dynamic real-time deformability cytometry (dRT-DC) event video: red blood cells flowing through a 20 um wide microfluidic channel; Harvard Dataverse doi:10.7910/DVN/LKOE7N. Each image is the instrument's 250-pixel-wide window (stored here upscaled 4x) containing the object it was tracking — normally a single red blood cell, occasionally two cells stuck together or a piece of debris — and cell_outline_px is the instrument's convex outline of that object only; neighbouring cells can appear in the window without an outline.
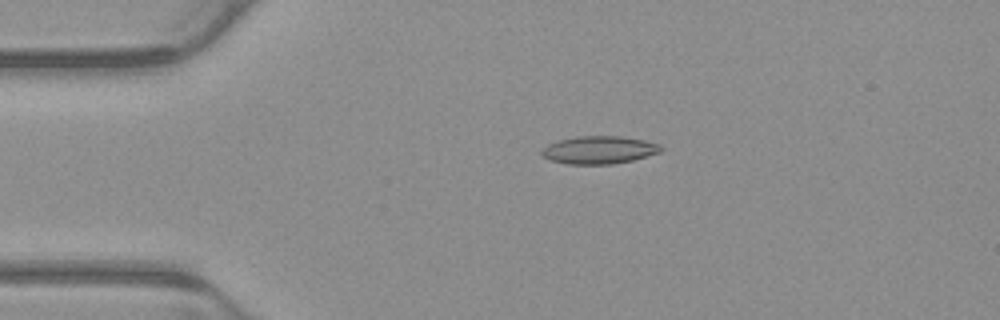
{"species": "common noctule bat (a hibernating species)", "species_latin": "Nyctalus noctula", "temperature_condition": "warm", "stored_images_in_passage": 4, "camera_frame_rate_fps": 3000, "um_per_image_px": 0.085, "animal": {"sex": "male", "body_mass_g": 23.1, "forearm_length_mm": 52.7}, "frame": {"image": 1, "passage_image": 3, "time_ms": 0.667, "image_size_px": [1000, 320], "cell_outline_px": [[664, 148], [660, 152], [632, 160], [612, 164], [568, 164], [552, 160], [544, 156], [540, 152], [548, 144], [556, 140], [576, 136], [620, 136], [644, 140], [660, 144]], "centroid_in_image_um": [50.93, 12.73], "position_along_channel_um": 34.1, "area_um2": 19.25}}